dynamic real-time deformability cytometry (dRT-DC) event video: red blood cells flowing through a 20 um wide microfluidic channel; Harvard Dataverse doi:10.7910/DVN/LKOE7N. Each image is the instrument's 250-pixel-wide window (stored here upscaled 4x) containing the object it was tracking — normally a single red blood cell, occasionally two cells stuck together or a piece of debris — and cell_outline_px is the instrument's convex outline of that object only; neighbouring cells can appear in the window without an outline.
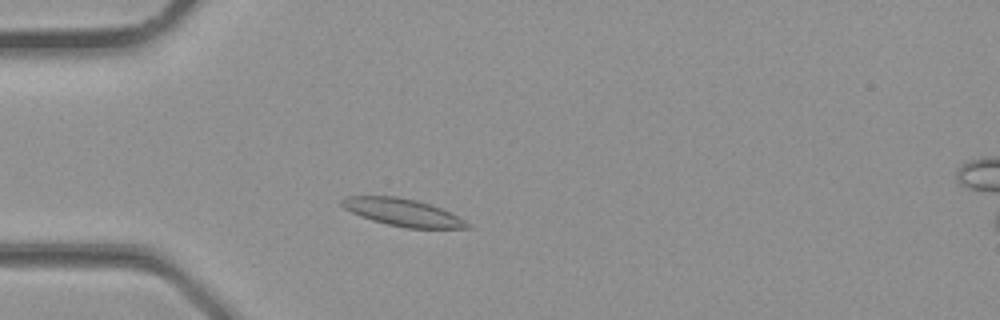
{"species": "common noctule bat (a hibernating species)", "species_latin": "Nyctalus noctula", "temperature_condition": "room temperature", "stored_images_in_passage": 8, "camera_frame_rate_fps": 3000, "um_per_image_px": 0.085, "animal": {"sex": "male", "body_mass_g": 23.1, "forearm_length_mm": 52.7}, "frame": {"image": 1, "passage_image": 6, "time_ms": 1.667, "image_size_px": [1000, 320], "cell_outline_px": [[472, 228], [408, 228], [388, 224], [372, 220], [360, 216], [344, 208], [340, 204], [340, 200], [348, 196], [396, 196], [416, 200], [440, 208], [472, 224]], "centroid_in_image_um": [34.21, 18.05], "position_along_channel_um": 50.8, "area_um2": 19.77}}